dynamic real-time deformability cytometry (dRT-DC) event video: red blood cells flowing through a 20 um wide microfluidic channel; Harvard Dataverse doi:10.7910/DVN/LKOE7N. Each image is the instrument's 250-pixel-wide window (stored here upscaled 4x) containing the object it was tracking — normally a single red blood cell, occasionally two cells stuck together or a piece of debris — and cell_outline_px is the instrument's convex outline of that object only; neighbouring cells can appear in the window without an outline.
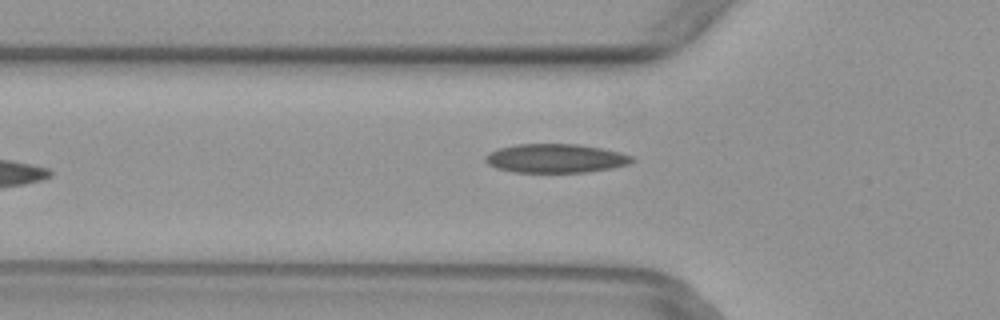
{"species": "common noctule bat (a hibernating species)", "species_latin": "Nyctalus noctula", "temperature_condition": "warm", "stored_images_in_passage": 5, "camera_frame_rate_fps": 3000, "um_per_image_px": 0.085, "animal": {"sex": "female", "body_mass_g": 29.2, "forearm_length_mm": 56.3}, "frame": {"image": 1, "passage_image": 5, "time_ms": 1.333, "image_size_px": [1000, 320], "cell_outline_px": [[636, 160], [628, 164], [612, 168], [584, 172], [516, 172], [496, 168], [488, 164], [484, 160], [484, 156], [488, 152], [500, 148], [516, 144], [580, 144], [620, 152], [632, 156]], "centroid_in_image_um": [47.21, 13.45], "position_along_channel_um": 78.6, "area_um2": 24.68}}